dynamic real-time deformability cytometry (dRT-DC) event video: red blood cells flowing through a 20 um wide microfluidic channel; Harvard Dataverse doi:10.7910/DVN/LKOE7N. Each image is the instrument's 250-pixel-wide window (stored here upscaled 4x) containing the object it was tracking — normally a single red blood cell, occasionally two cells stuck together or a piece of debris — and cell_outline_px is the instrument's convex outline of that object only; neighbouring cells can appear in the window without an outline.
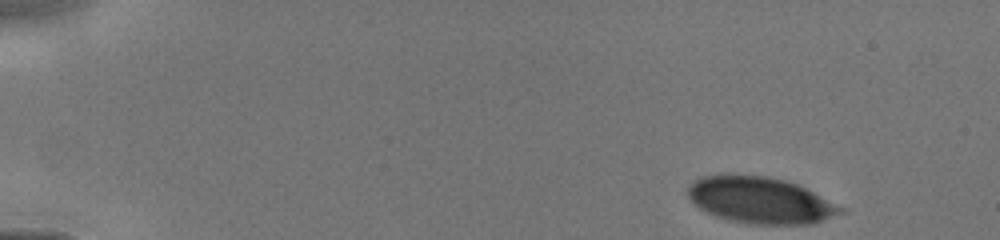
{"species": "human", "species_latin": "Homo sapiens", "temperature_condition": "cold", "stored_images_in_passage": 47, "camera_frame_rate_fps": 3000, "um_per_image_px": 0.085, "donor": {"sex": "male"}, "frame": {"image": 1, "passage_image": 1, "time_ms": 0.0, "image_size_px": [1000, 240], "cell_outline_px": [[848, 212], [812, 224], [752, 224], [728, 220], [716, 216], [700, 208], [688, 196], [688, 184], [704, 176], [724, 172], [768, 176], [784, 180], [796, 184], [848, 208]], "centroid_in_image_um": [64.67, 17.0], "position_along_channel_um": 20.3, "area_um2": 41.96}}
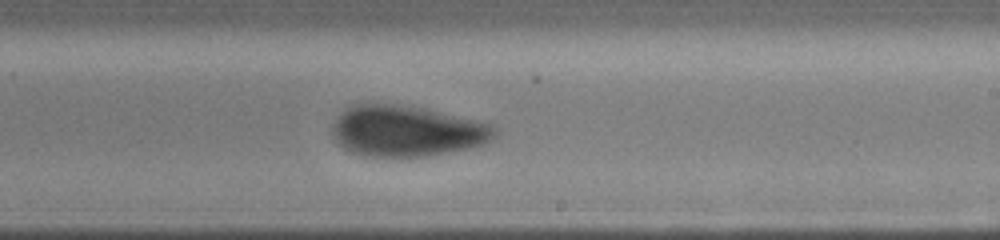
{"frame": {"image": 2, "passage_image": 23, "time_ms": 8.0, "image_size_px": [1000, 240], "cell_outline_px": [[496, 136], [492, 140], [484, 144], [468, 148], [428, 156], [364, 156], [352, 152], [344, 148], [336, 140], [332, 132], [332, 128], [340, 112], [352, 104], [392, 104], [424, 108], [476, 120], [492, 124], [496, 128]], "centroid_in_image_um": [34.58, 11.13], "position_along_channel_um": 254.4, "area_um2": 47.97}}
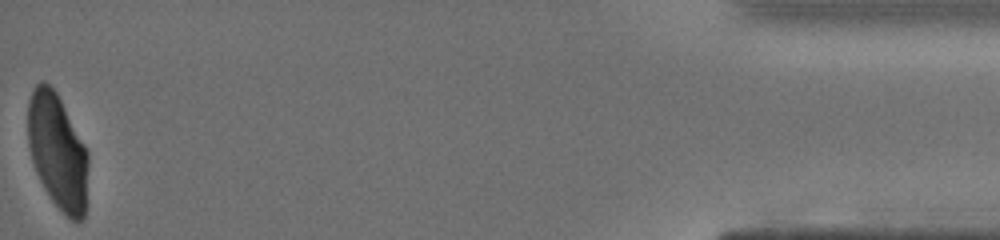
{"frame": {"image": 3, "passage_image": 47, "time_ms": 13.667, "image_size_px": [1000, 240], "cell_outline_px": [[88, 164], [84, 216], [80, 220], [72, 220], [52, 200], [44, 188], [36, 172], [32, 160], [28, 144], [28, 100], [32, 88], [40, 80], [44, 80], [56, 92], [84, 144], [88, 152]], "centroid_in_image_um": [4.87, 12.83], "position_along_channel_um": 430.3, "area_um2": 40.17}}